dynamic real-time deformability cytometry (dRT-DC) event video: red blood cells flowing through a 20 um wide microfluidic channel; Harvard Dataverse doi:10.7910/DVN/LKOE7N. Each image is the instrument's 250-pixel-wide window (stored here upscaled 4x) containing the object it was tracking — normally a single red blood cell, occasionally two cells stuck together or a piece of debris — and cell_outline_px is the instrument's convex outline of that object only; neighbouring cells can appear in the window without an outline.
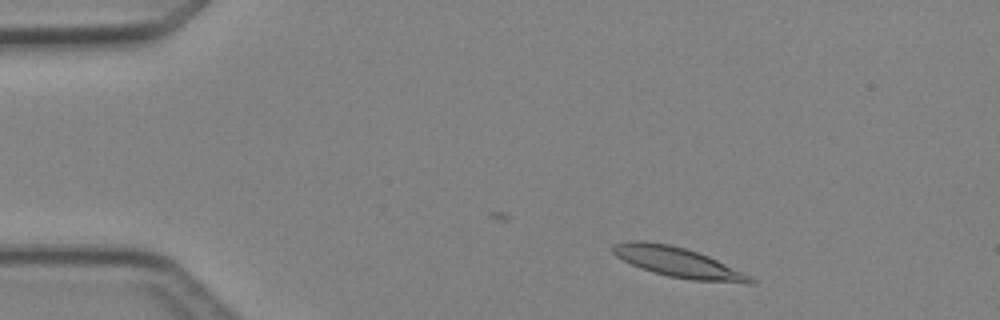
{"species": "Egyptian fruit bat (a non-hibernating species)", "species_latin": "Rousettus aegyptiacus", "temperature_condition": "cold", "stored_images_in_passage": 4, "camera_frame_rate_fps": 3000, "um_per_image_px": 0.085, "animal": {"sex": "female"}, "frame": {"image": 1, "passage_image": 1, "time_ms": 0.0, "image_size_px": [1000, 320], "cell_outline_px": [[756, 284], [744, 284], [692, 280], [668, 276], [652, 272], [640, 268], [616, 256], [612, 252], [612, 244], [636, 240], [640, 240], [668, 244], [684, 248], [708, 256], [744, 272], [752, 276], [756, 280]], "centroid_in_image_um": [57.69, 22.32], "position_along_channel_um": 27.3, "area_um2": 24.1}}
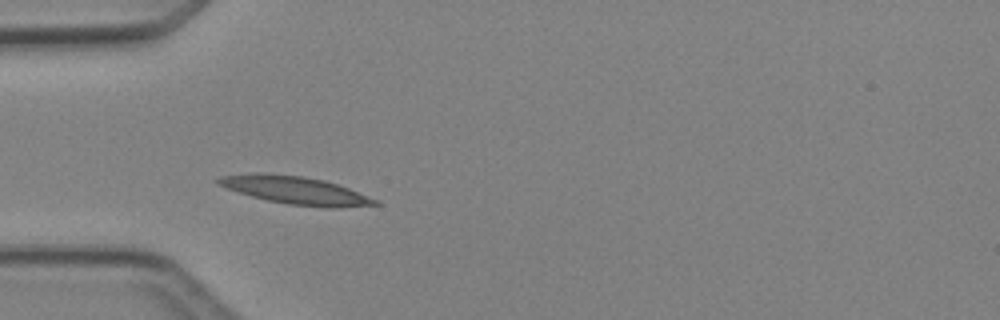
{"frame": {"image": 2, "passage_image": 3, "time_ms": 2.333, "image_size_px": [1000, 320], "cell_outline_px": [[380, 204], [336, 208], [324, 208], [288, 204], [268, 200], [252, 196], [216, 184], [212, 180], [220, 176], [256, 172], [264, 172], [304, 176], [324, 180], [348, 188], [376, 200]], "centroid_in_image_um": [25.04, 16.16], "position_along_channel_um": 60.0, "area_um2": 25.37}}
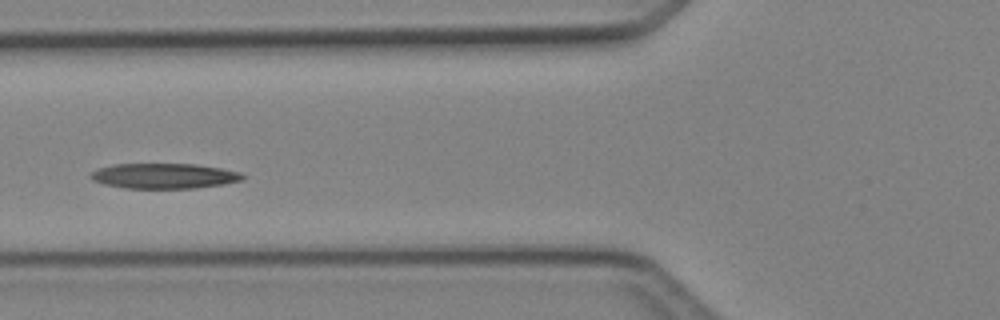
{"frame": {"image": 3, "passage_image": 4, "time_ms": 3.667, "image_size_px": [1000, 320], "cell_outline_px": [[248, 176], [244, 180], [224, 184], [196, 188], [124, 188], [104, 184], [92, 180], [88, 176], [92, 172], [100, 168], [112, 164], [196, 164], [244, 172]], "centroid_in_image_um": [14.01, 14.95], "position_along_channel_um": 111.8, "area_um2": 22.6}}